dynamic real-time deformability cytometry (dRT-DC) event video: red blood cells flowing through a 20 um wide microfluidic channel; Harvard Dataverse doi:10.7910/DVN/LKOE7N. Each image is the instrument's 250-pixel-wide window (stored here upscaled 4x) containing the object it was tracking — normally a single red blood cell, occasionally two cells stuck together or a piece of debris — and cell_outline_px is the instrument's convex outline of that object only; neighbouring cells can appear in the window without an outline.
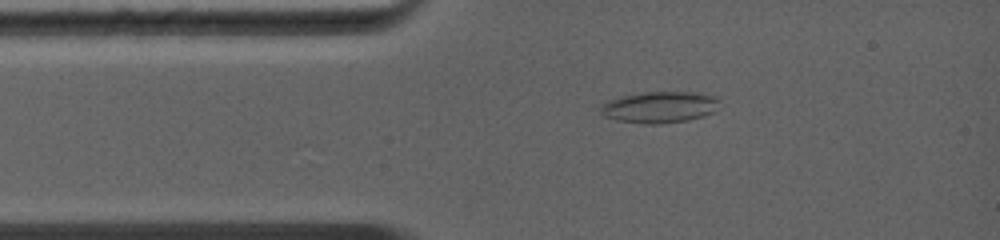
{"species": "common noctule bat (a hibernating species)", "species_latin": "Nyctalus noctula", "temperature_condition": "warm", "stored_images_in_passage": 22, "camera_frame_rate_fps": 5000, "um_per_image_px": 0.085, "animal": {"sex": "female", "body_mass_g": 19.0, "forearm_length_mm": 56.7}, "frame": {"image": 1, "passage_image": 1, "time_ms": 0.0, "image_size_px": [1000, 240], "cell_outline_px": [[720, 100], [712, 112], [704, 116], [688, 120], [660, 124], [644, 124], [616, 120], [604, 116], [600, 112], [600, 104], [620, 96], [640, 92], [700, 92], [716, 96]], "centroid_in_image_um": [56.04, 9.1], "position_along_channel_um": 29.0, "area_um2": 21.96}}
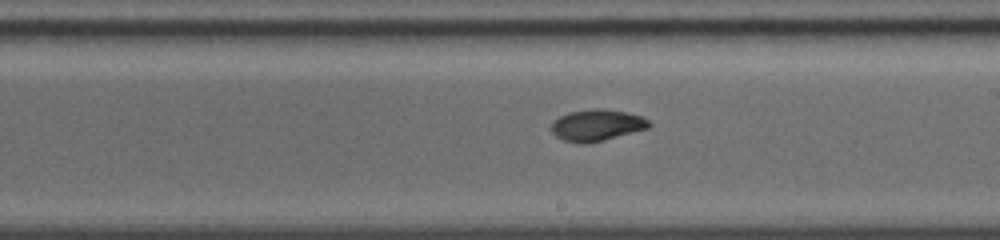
{"frame": {"image": 2, "passage_image": 12, "time_ms": 5.0, "image_size_px": [1000, 240], "cell_outline_px": [[652, 124], [648, 128], [604, 140], [588, 144], [580, 144], [564, 140], [556, 136], [552, 132], [552, 120], [568, 112], [596, 108], [600, 108], [628, 112], [644, 116]], "centroid_in_image_um": [50.74, 10.63], "position_along_channel_um": 238.3, "area_um2": 18.09}}
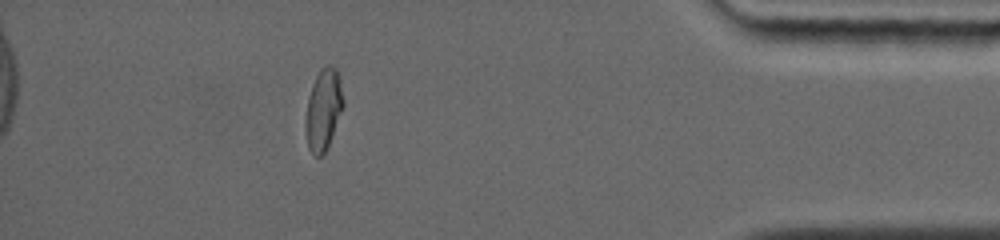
{"frame": {"image": 3, "passage_image": 19, "time_ms": 9.8, "image_size_px": [1000, 240], "cell_outline_px": [[344, 104], [328, 144], [324, 152], [320, 156], [316, 156], [308, 148], [304, 124], [304, 120], [308, 96], [312, 84], [320, 68], [324, 64], [328, 64], [336, 68], [340, 80], [344, 100]], "centroid_in_image_um": [27.46, 9.25], "position_along_channel_um": 407.7, "area_um2": 17.86}, "authors_computed_cell_mechanics": {"area_um2": 18.0047, "velocity_mm_per_s": 4.4999, "shape_relaxation_time_tau1_ms": 9.6505, "shape_relaxation_time_tau2_ms": 1.3046, "deformation_change_tau1": 0.2246, "deformation_change_tau2": 0.0375}}